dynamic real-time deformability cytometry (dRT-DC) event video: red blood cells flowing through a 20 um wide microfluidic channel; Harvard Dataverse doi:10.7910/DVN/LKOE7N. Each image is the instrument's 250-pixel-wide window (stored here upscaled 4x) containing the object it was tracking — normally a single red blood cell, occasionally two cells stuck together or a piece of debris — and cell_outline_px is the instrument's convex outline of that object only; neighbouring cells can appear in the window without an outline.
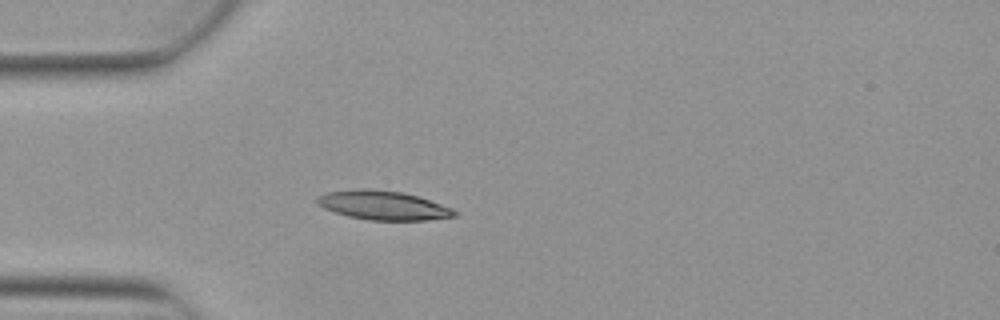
{"species": "Egyptian fruit bat (a non-hibernating species)", "species_latin": "Rousettus aegyptiacus", "temperature_condition": "warm", "stored_images_in_passage": 4, "camera_frame_rate_fps": 3000, "um_per_image_px": 0.085, "animal": {"sex": "female"}, "frame": {"image": 1, "passage_image": 4, "time_ms": 1.0, "image_size_px": [1000, 320], "cell_outline_px": [[460, 212], [456, 216], [428, 220], [368, 220], [348, 216], [324, 208], [316, 200], [316, 196], [328, 192], [360, 188], [368, 188], [400, 192], [416, 196], [452, 208]], "centroid_in_image_um": [32.58, 17.45], "position_along_channel_um": 52.4, "area_um2": 23.06}}